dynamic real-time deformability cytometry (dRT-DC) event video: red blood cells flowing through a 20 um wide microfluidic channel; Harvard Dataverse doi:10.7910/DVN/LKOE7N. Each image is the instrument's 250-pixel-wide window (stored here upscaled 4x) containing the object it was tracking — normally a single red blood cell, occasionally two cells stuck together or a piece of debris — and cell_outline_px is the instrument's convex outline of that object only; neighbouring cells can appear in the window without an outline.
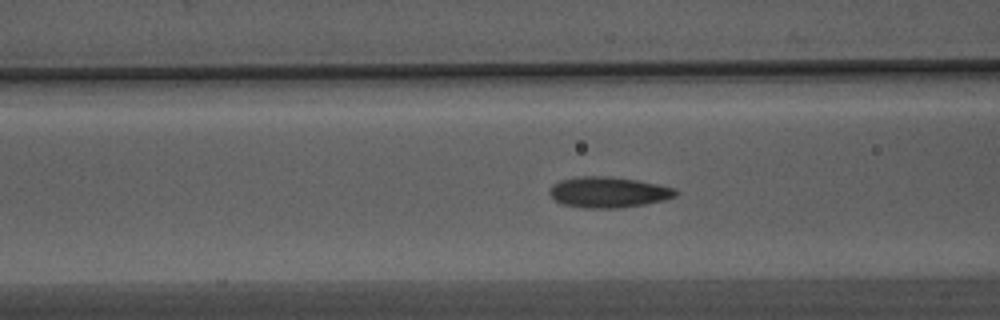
{"species": "Egyptian fruit bat (a non-hibernating species)", "species_latin": "Rousettus aegyptiacus", "temperature_condition": "warm", "stored_images_in_passage": 28, "camera_frame_rate_fps": 3000, "um_per_image_px": 0.085, "animal": {"sex": "male"}, "frame": {"image": 1, "passage_image": 6, "time_ms": 1.667, "image_size_px": [1000, 320], "cell_outline_px": [[680, 192], [676, 196], [664, 200], [644, 204], [620, 208], [584, 208], [560, 204], [548, 192], [552, 184], [560, 180], [580, 176], [604, 176], [636, 180], [676, 188]], "centroid_in_image_um": [51.71, 16.34], "position_along_channel_um": 114.9, "area_um2": 22.66}}
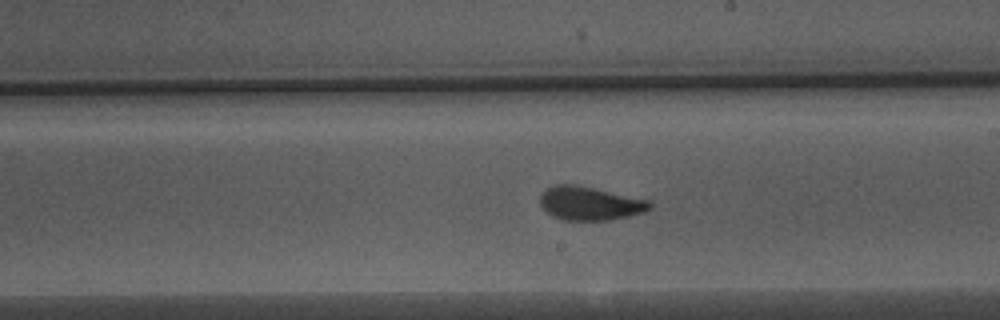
{"frame": {"image": 2, "passage_image": 16, "time_ms": 5.0, "image_size_px": [1000, 320], "cell_outline_px": [[652, 208], [644, 212], [628, 216], [608, 220], [560, 220], [552, 216], [540, 204], [540, 196], [548, 188], [556, 184], [572, 184], [592, 188], [648, 200], [652, 204]], "centroid_in_image_um": [50.13, 17.3], "position_along_channel_um": 238.9, "area_um2": 21.15}}
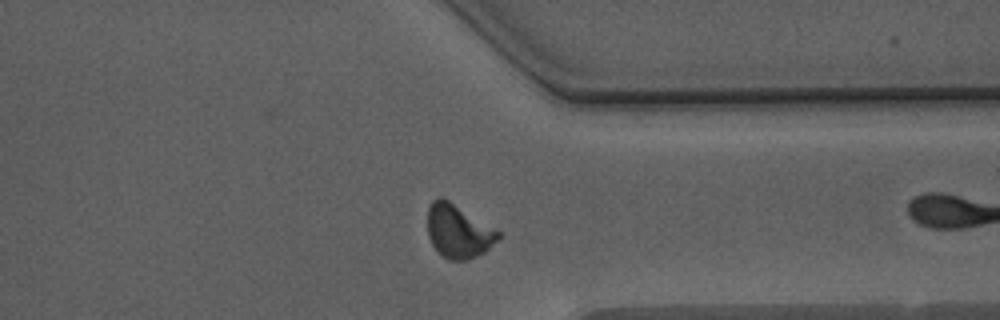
{"frame": {"image": 3, "passage_image": 27, "time_ms": 8.667, "image_size_px": [1000, 320], "cell_outline_px": [[500, 236], [484, 252], [468, 260], [448, 260], [432, 244], [428, 236], [428, 208], [432, 200], [436, 196], [440, 196], [448, 200], [500, 232]], "centroid_in_image_um": [38.92, 19.64], "position_along_channel_um": 372.5, "area_um2": 21.56}}